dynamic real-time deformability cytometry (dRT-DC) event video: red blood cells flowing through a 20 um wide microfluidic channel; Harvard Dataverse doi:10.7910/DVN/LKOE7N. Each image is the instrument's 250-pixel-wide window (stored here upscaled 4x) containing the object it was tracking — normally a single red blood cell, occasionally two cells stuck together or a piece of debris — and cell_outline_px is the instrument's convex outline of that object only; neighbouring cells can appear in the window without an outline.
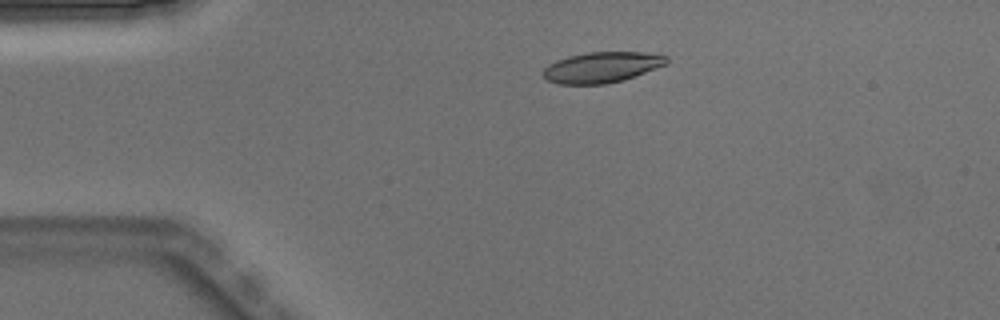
{"species": "Egyptian fruit bat (a non-hibernating species)", "species_latin": "Rousettus aegyptiacus", "temperature_condition": "warm", "stored_images_in_passage": 2, "camera_frame_rate_fps": 3000, "um_per_image_px": 0.085, "animal": {"sex": "male"}, "frame": {"image": 1, "passage_image": 1, "time_ms": 0.0, "image_size_px": [1000, 320], "cell_outline_px": [[668, 64], [624, 80], [604, 84], [556, 84], [548, 80], [540, 72], [548, 64], [556, 60], [568, 56], [588, 52], [644, 52], [668, 56]], "centroid_in_image_um": [51.14, 5.72], "position_along_channel_um": 33.9, "area_um2": 22.25}}